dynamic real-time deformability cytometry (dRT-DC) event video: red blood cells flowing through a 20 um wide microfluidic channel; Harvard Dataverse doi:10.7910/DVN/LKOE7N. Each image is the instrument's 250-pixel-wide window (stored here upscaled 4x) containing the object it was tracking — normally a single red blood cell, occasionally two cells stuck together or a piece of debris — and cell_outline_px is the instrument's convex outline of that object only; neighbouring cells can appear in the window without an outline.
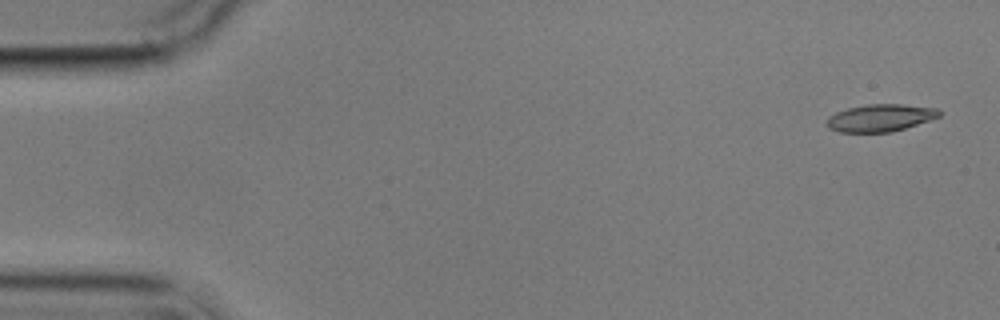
{"species": "common noctule bat (a hibernating species)", "species_latin": "Nyctalus noctula", "temperature_condition": "cold", "stored_images_in_passage": 4, "camera_frame_rate_fps": 3000, "um_per_image_px": 0.085, "animal": {"sex": "male", "body_mass_g": 17.9}, "frame": {"image": 1, "passage_image": 1, "time_ms": 0.0, "image_size_px": [1000, 320], "cell_outline_px": [[940, 116], [892, 132], [840, 132], [828, 128], [828, 116], [836, 112], [848, 108], [868, 104], [900, 104], [936, 108], [940, 112]], "centroid_in_image_um": [74.8, 10.01], "position_along_channel_um": 10.2, "area_um2": 17.63}}
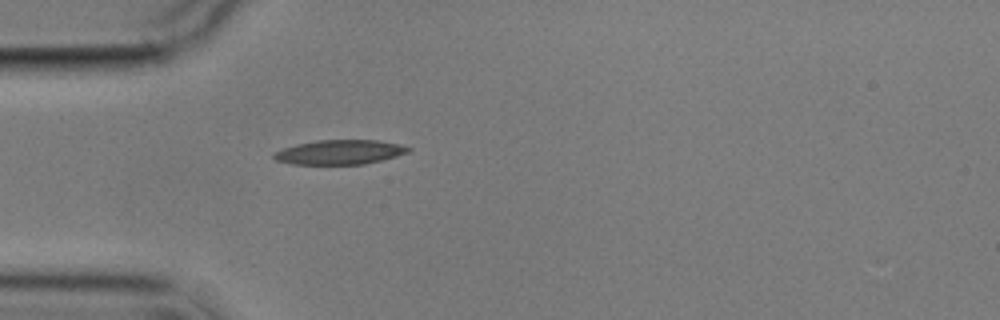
{"frame": {"image": 2, "passage_image": 4, "time_ms": 4.667, "image_size_px": [1000, 320], "cell_outline_px": [[412, 148], [408, 152], [396, 156], [364, 164], [292, 164], [276, 160], [272, 156], [276, 152], [284, 148], [296, 144], [316, 140], [376, 140], [400, 144]], "centroid_in_image_um": [28.88, 12.93], "position_along_channel_um": 56.1, "area_um2": 19.02}}